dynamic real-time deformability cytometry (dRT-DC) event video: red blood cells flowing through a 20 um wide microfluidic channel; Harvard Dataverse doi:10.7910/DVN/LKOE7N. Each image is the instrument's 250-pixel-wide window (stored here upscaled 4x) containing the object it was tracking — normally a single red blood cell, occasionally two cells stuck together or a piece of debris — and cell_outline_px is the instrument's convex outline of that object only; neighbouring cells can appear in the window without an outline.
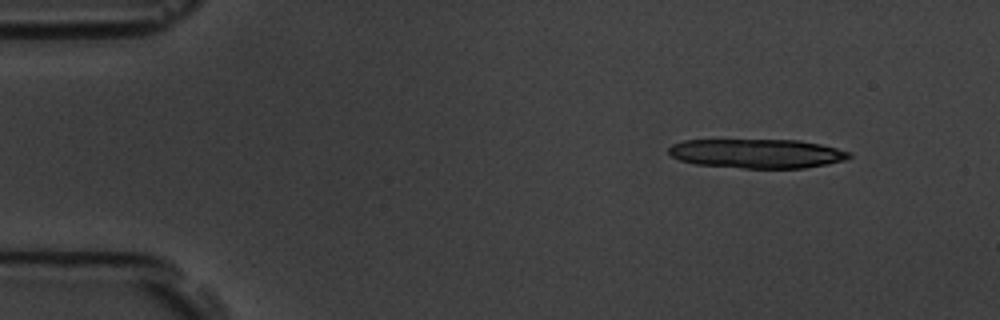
{"species": "common noctule bat (a hibernating species)", "species_latin": "Nyctalus noctula", "temperature_condition": "room temperature", "stored_images_in_passage": 5, "camera_frame_rate_fps": 3000, "um_per_image_px": 0.085, "animal": {"sex": "male", "body_mass_g": 19.5, "forearm_length_mm": 54.6}, "frame": {"image": 1, "passage_image": 1, "time_ms": 0.0, "image_size_px": [1000, 320], "cell_outline_px": [[852, 156], [844, 160], [828, 164], [804, 168], [744, 168], [696, 164], [680, 160], [672, 156], [668, 152], [668, 148], [672, 144], [684, 140], [800, 140], [820, 144], [852, 152]], "centroid_in_image_um": [64.36, 13.05], "position_along_channel_um": 20.6, "area_um2": 30.75}}
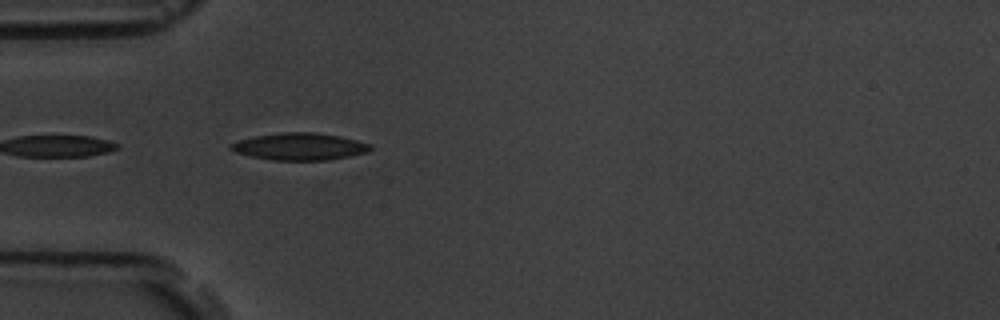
{"frame": {"image": 2, "passage_image": 4, "time_ms": 3.667, "image_size_px": [1000, 320], "cell_outline_px": [[372, 148], [368, 152], [348, 156], [324, 160], [272, 160], [252, 156], [236, 152], [228, 148], [232, 144], [240, 140], [252, 136], [284, 132], [312, 132], [340, 136], [372, 144]], "centroid_in_image_um": [25.48, 12.45], "position_along_channel_um": 59.5, "area_um2": 21.85}}